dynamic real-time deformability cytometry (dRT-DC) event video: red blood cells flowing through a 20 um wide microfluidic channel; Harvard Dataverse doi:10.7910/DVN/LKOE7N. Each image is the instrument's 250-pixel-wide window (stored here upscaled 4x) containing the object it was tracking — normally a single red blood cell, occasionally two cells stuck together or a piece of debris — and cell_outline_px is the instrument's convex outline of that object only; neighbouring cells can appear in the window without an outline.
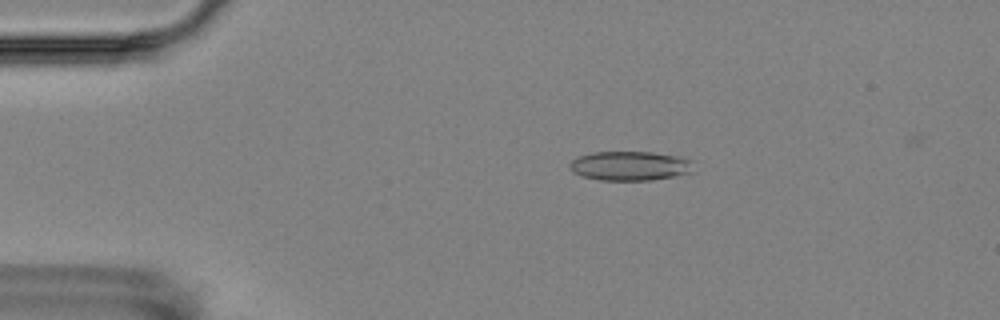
{"species": "Egyptian fruit bat (a non-hibernating species)", "species_latin": "Rousettus aegyptiacus", "temperature_condition": "room temperature", "stored_images_in_passage": 3, "camera_frame_rate_fps": 3000, "um_per_image_px": 0.085, "animal": {"sex": "female"}, "frame": {"image": 1, "passage_image": 2, "time_ms": 1.0, "image_size_px": [1000, 320], "cell_outline_px": [[692, 172], [676, 176], [652, 180], [600, 180], [584, 176], [572, 172], [568, 164], [572, 160], [580, 156], [592, 152], [652, 152], [684, 156], [692, 160]], "centroid_in_image_um": [53.59, 14.09], "position_along_channel_um": 31.4, "area_um2": 21.33}}